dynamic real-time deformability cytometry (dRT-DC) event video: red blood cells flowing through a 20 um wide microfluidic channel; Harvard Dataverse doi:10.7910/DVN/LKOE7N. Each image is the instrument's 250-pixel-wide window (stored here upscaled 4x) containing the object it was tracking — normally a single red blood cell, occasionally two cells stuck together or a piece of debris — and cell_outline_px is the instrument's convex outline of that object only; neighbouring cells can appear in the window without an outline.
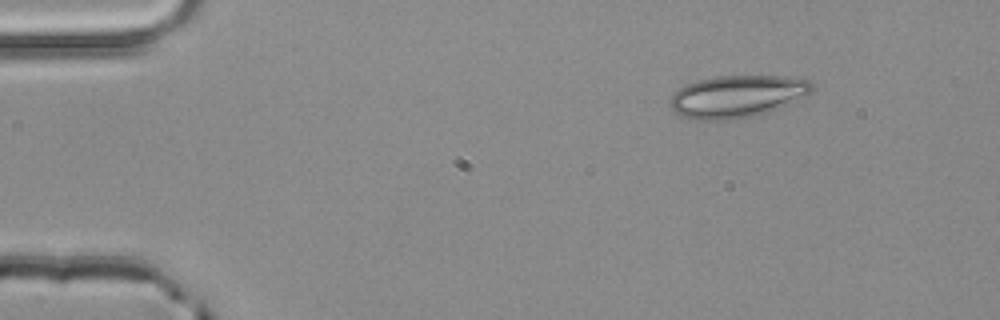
{"species": "common noctule bat (a hibernating species)", "species_latin": "Nyctalus noctula", "temperature_condition": "room temperature", "stored_images_in_passage": 3, "camera_frame_rate_fps": 3000, "um_per_image_px": 0.085, "animal": {"sex": "male", "body_mass_g": 20.4}, "frame": {"image": 1, "passage_image": 1, "time_ms": 0.0, "image_size_px": [1000, 320], "cell_outline_px": [[816, 88], [812, 92], [804, 96], [776, 108], [752, 116], [724, 120], [696, 120], [684, 116], [676, 112], [668, 104], [672, 96], [680, 88], [696, 80], [716, 76], [784, 76], [812, 80]], "centroid_in_image_um": [62.67, 8.17], "position_along_channel_um": 22.3, "area_um2": 34.56}}